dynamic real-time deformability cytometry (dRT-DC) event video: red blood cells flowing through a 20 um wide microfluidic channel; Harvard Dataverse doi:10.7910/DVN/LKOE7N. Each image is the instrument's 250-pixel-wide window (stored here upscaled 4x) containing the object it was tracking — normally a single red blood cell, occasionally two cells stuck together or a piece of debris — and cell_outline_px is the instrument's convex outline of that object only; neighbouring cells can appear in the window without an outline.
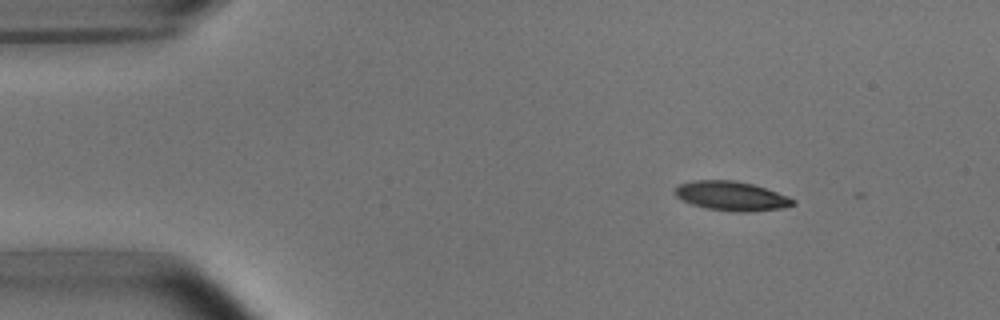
{"species": "common noctule bat (a hibernating species)", "species_latin": "Nyctalus noctula", "temperature_condition": "room temperature", "stored_images_in_passage": 2, "camera_frame_rate_fps": 3000, "um_per_image_px": 0.085, "animal": {"sex": "male", "body_mass_g": 15.6}, "frame": {"image": 1, "passage_image": 1, "time_ms": 0.0, "image_size_px": [1000, 320], "cell_outline_px": [[796, 204], [784, 208], [744, 212], [740, 212], [708, 208], [692, 204], [676, 196], [676, 188], [680, 184], [692, 180], [736, 180], [752, 184], [788, 196], [796, 200]], "centroid_in_image_um": [62.21, 16.65], "position_along_channel_um": 22.8, "area_um2": 19.88}}